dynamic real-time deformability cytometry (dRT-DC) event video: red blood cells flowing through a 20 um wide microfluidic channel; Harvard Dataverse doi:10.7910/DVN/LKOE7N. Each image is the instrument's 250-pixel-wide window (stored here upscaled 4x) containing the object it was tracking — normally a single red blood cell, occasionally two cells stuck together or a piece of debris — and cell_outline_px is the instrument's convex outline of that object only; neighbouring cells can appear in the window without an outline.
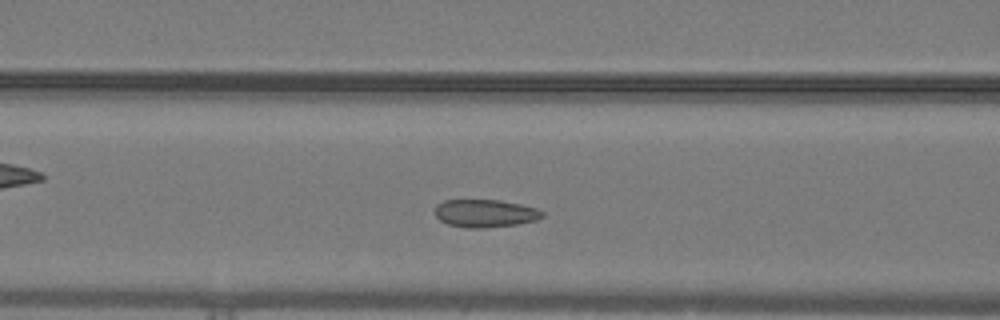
{"species": "common noctule bat (a hibernating species)", "species_latin": "Nyctalus noctula", "temperature_condition": "warm", "stored_images_in_passage": 41, "camera_frame_rate_fps": 3000, "um_per_image_px": 0.085, "animal": {"sex": "male", "body_mass_g": 19.2, "forearm_length_mm": 51.8}, "frame": {"image": 1, "passage_image": 10, "time_ms": 3.0, "image_size_px": [1000, 320], "cell_outline_px": [[544, 216], [536, 220], [516, 224], [484, 228], [464, 228], [448, 224], [440, 220], [436, 216], [436, 204], [444, 200], [500, 200], [520, 204], [536, 208], [544, 212]], "centroid_in_image_um": [41.23, 18.13], "position_along_channel_um": 125.4, "area_um2": 17.4}}
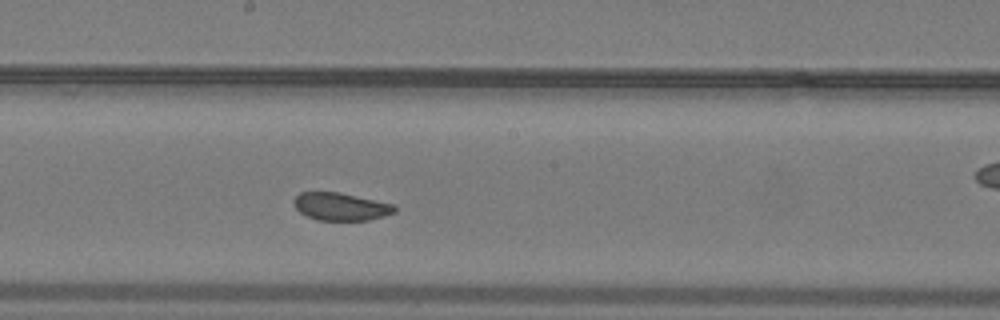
{"frame": {"image": 2, "passage_image": 17, "time_ms": 5.333, "image_size_px": [1000, 320], "cell_outline_px": [[396, 212], [384, 216], [368, 220], [320, 220], [308, 216], [300, 212], [296, 208], [292, 200], [300, 192], [340, 192], [396, 204]], "centroid_in_image_um": [29.0, 17.55], "position_along_channel_um": 219.2, "area_um2": 16.36}}
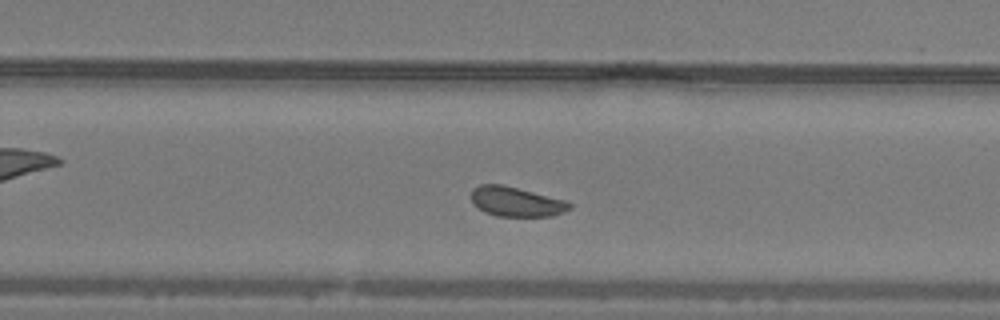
{"frame": {"image": 3, "passage_image": 22, "time_ms": 7.0, "image_size_px": [1000, 320], "cell_outline_px": [[572, 204], [564, 212], [552, 216], [496, 216], [484, 212], [472, 204], [472, 188], [480, 184], [500, 184], [568, 200]], "centroid_in_image_um": [43.86, 17.14], "position_along_channel_um": 285.9, "area_um2": 17.05}}